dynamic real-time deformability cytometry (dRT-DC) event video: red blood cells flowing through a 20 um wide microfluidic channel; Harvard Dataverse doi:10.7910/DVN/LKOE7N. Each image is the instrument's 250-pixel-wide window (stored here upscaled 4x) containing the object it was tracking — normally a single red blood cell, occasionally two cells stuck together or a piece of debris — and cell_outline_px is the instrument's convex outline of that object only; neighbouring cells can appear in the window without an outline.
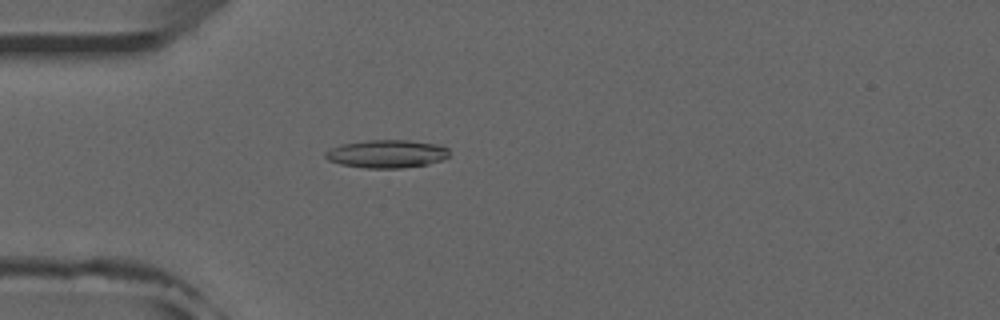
{"species": "common noctule bat (a hibernating species)", "species_latin": "Nyctalus noctula", "temperature_condition": "room temperature", "stored_images_in_passage": 47, "camera_frame_rate_fps": 3000, "um_per_image_px": 0.085, "animal": {"sex": "male", "forearm_length_mm": 52.5}, "frame": {"image": 1, "passage_image": 10, "time_ms": 3.0, "image_size_px": [1000, 320], "cell_outline_px": [[448, 156], [440, 160], [428, 164], [400, 168], [364, 168], [340, 164], [328, 160], [324, 156], [324, 152], [340, 144], [364, 140], [408, 140], [436, 144], [448, 148]], "centroid_in_image_um": [32.83, 13.07], "position_along_channel_um": 52.2, "area_um2": 20.23}}
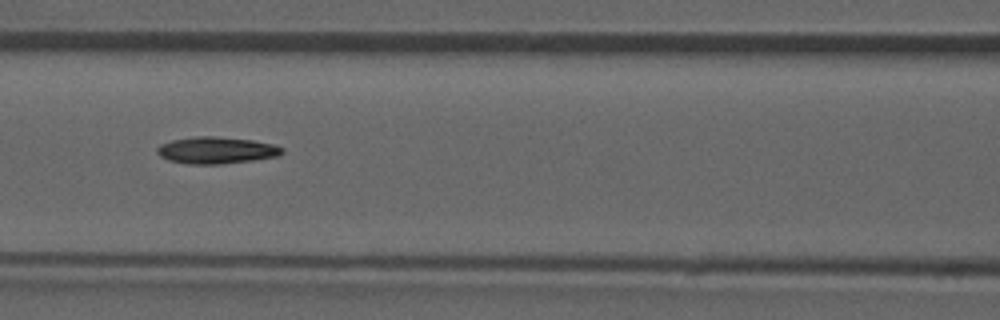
{"frame": {"image": 2, "passage_image": 18, "time_ms": 5.667, "image_size_px": [1000, 320], "cell_outline_px": [[284, 152], [280, 156], [252, 160], [220, 164], [188, 164], [168, 160], [160, 156], [156, 152], [156, 148], [160, 144], [172, 140], [196, 136], [216, 136], [252, 140], [272, 144], [284, 148]], "centroid_in_image_um": [18.38, 12.77], "position_along_channel_um": 148.2, "area_um2": 19.59}}
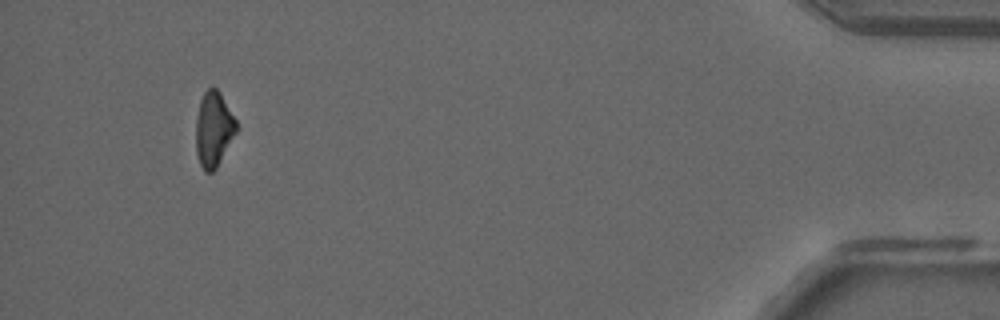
{"frame": {"image": 3, "passage_image": 44, "time_ms": 14.333, "image_size_px": [1000, 320], "cell_outline_px": [[236, 132], [216, 168], [212, 172], [204, 172], [200, 164], [196, 152], [196, 120], [200, 100], [204, 92], [212, 84], [220, 92], [236, 120]], "centroid_in_image_um": [18.14, 10.96], "position_along_channel_um": 417.1, "area_um2": 17.57}, "authors_computed_cell_mechanics": {"area_um2": 18.9006, "velocity_mm_per_s": 3.9454, "shape_relaxation_time_tau1_ms": 6.9572, "shape_relaxation_time_tau2_ms": null, "deformation_change_tau1": 0.1725, "deformation_change_tau2": null}}